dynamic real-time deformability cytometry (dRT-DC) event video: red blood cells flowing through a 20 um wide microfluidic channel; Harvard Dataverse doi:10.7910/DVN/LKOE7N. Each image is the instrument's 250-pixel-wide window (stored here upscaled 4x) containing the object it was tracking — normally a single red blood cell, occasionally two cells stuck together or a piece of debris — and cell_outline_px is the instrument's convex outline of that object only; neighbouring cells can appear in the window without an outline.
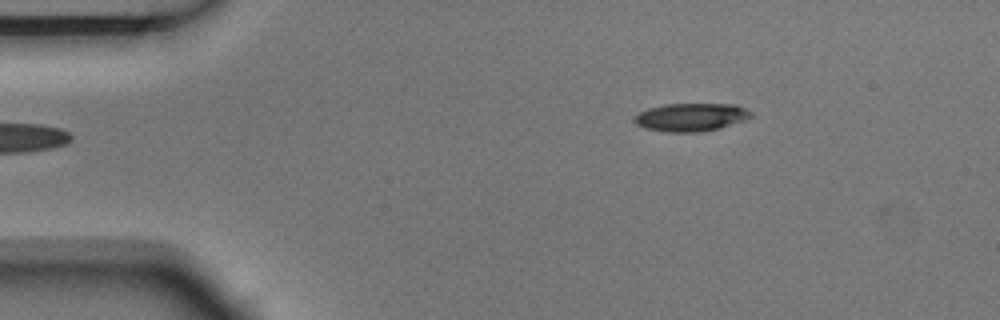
{"species": "Egyptian fruit bat (a non-hibernating species)", "species_latin": "Rousettus aegyptiacus", "temperature_condition": "room temperature", "stored_images_in_passage": 4, "camera_frame_rate_fps": 3000, "um_per_image_px": 0.085, "animal": {"sex": "male"}, "frame": {"image": 1, "passage_image": 4, "time_ms": 1.0, "image_size_px": [1000, 320], "cell_outline_px": [[752, 116], [744, 120], [720, 128], [700, 132], [668, 132], [644, 128], [636, 124], [632, 120], [640, 112], [648, 108], [664, 104], [736, 104], [752, 112]], "centroid_in_image_um": [58.72, 9.96], "position_along_channel_um": 26.3, "area_um2": 19.07}}